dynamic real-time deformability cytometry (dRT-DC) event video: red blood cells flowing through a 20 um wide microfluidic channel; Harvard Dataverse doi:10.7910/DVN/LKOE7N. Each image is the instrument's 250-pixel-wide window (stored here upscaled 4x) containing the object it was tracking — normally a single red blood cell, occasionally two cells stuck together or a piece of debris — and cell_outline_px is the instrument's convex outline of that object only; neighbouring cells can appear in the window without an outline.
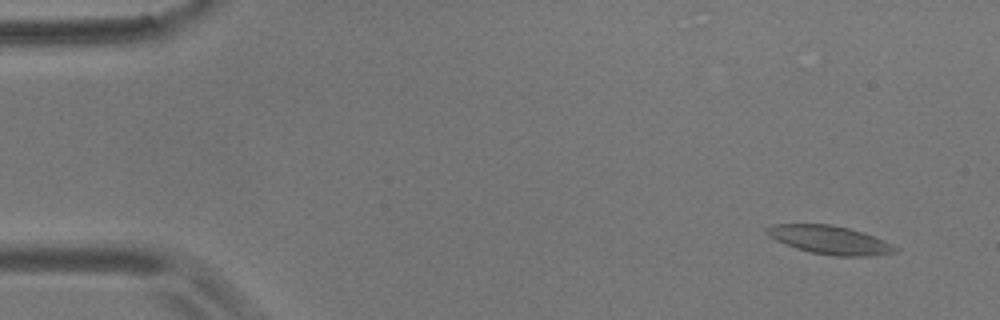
{"species": "common noctule bat (a hibernating species)", "species_latin": "Nyctalus noctula", "temperature_condition": "room temperature", "stored_images_in_passage": 58, "camera_frame_rate_fps": 3000, "um_per_image_px": 0.085, "animal": {"sex": "male", "body_mass_g": 17.9}, "frame": {"image": 1, "passage_image": 4, "time_ms": 1.0, "image_size_px": [1000, 320], "cell_outline_px": [[900, 248], [896, 252], [872, 256], [832, 256], [812, 252], [796, 248], [776, 240], [768, 236], [764, 232], [764, 228], [772, 224], [832, 224], [864, 232], [884, 240]], "centroid_in_image_um": [70.53, 20.39], "position_along_channel_um": 14.5, "area_um2": 21.44}}
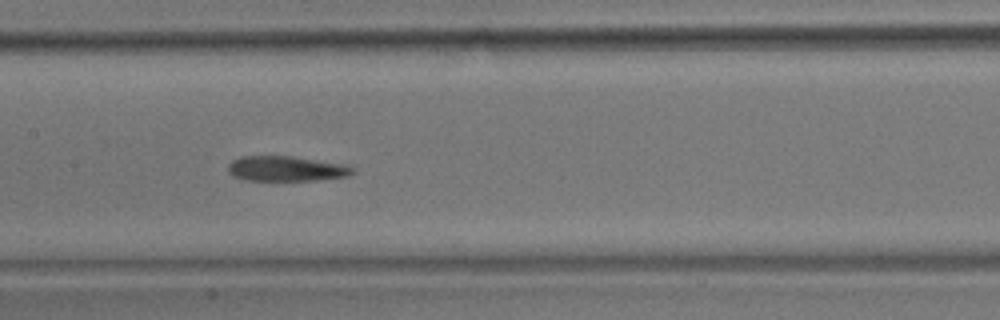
{"frame": {"image": 2, "passage_image": 28, "time_ms": 9.0, "image_size_px": [1000, 320], "cell_outline_px": [[356, 172], [352, 176], [316, 180], [244, 180], [232, 176], [228, 172], [228, 164], [232, 160], [240, 156], [292, 156], [352, 164], [356, 168]], "centroid_in_image_um": [24.44, 14.33], "position_along_channel_um": 183.0, "area_um2": 18.84}}
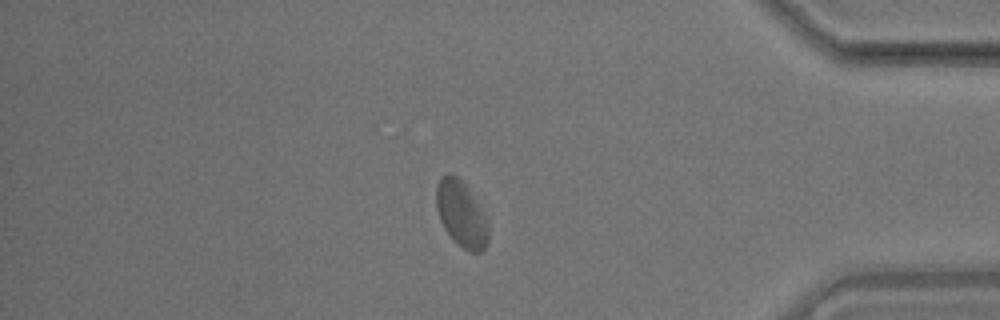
{"frame": {"image": 3, "passage_image": 49, "time_ms": 16.0, "image_size_px": [1000, 320], "cell_outline_px": [[488, 244], [480, 252], [472, 252], [464, 248], [452, 240], [444, 228], [440, 220], [436, 208], [436, 184], [440, 176], [448, 172], [464, 180], [488, 224]], "centroid_in_image_um": [39.17, 18.16], "position_along_channel_um": 396.0, "area_um2": 20.06}, "authors_computed_cell_mechanics": {"area_um2": 19.7676, "velocity_mm_per_s": 3.4801, "shape_relaxation_time_tau1_ms": 8.6021, "shape_relaxation_time_tau2_ms": 1.4713, "deformation_change_tau1": 0.1642, "deformation_change_tau2": 0.0619}}